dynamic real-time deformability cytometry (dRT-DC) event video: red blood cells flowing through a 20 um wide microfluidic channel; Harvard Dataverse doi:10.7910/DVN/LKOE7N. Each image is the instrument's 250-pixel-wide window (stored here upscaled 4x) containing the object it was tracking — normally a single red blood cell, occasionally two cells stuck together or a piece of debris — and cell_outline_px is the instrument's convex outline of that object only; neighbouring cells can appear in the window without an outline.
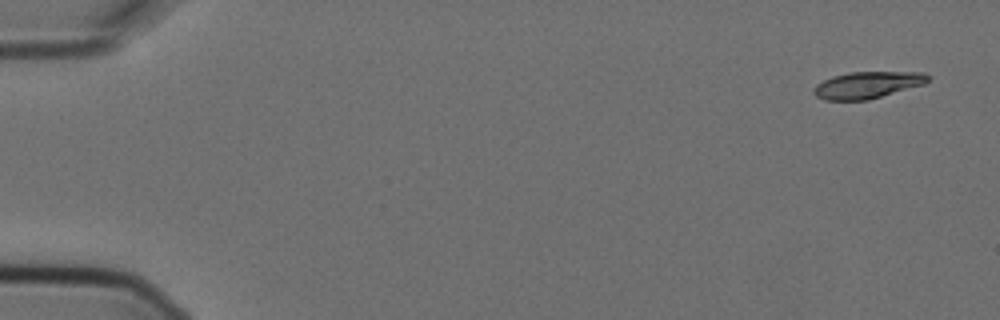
{"species": "Egyptian fruit bat (a non-hibernating species)", "species_latin": "Rousettus aegyptiacus", "temperature_condition": "cold", "stored_images_in_passage": 4, "camera_frame_rate_fps": 3000, "um_per_image_px": 0.085, "animal": {"sex": "female"}, "frame": {"image": 1, "passage_image": 1, "time_ms": 0.0, "image_size_px": [1000, 320], "cell_outline_px": [[928, 80], [924, 84], [868, 100], [824, 100], [816, 96], [812, 92], [812, 88], [816, 84], [832, 76], [848, 72], [924, 72], [928, 76]], "centroid_in_image_um": [73.68, 7.22], "position_along_channel_um": 11.3, "area_um2": 17.8}}